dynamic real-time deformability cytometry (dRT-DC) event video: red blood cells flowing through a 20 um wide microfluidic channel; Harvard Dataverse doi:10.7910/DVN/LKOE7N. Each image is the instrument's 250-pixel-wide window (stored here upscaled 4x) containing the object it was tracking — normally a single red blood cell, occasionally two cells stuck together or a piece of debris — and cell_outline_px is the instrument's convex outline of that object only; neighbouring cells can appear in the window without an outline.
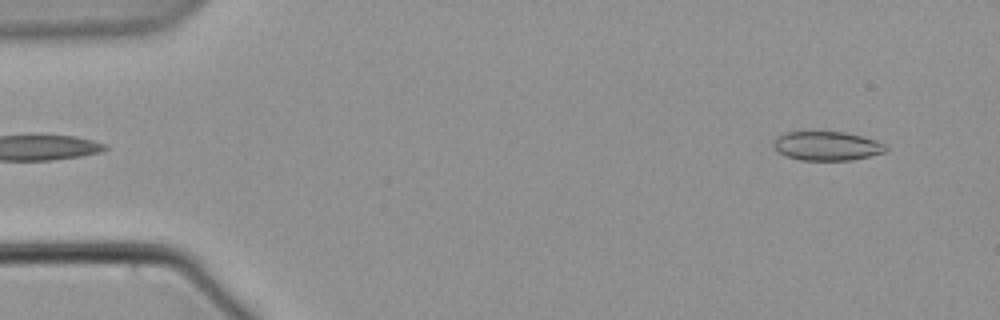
{"species": "common noctule bat (a hibernating species)", "species_latin": "Nyctalus noctula", "temperature_condition": "warm", "stored_images_in_passage": 6, "segment_of_instrument_passage": [2, 2], "camera_frame_rate_fps": 3000, "um_per_image_px": 0.085, "animal": {"sex": "male", "body_mass_g": 21.5, "forearm_length_mm": 52.0}, "frame": {"image": 1, "passage_image": 6, "time_ms": 6.667, "image_size_px": [1000, 320], "cell_outline_px": [[888, 148], [884, 152], [852, 160], [800, 160], [788, 156], [780, 152], [772, 144], [772, 140], [776, 136], [784, 132], [844, 132], [876, 140], [884, 144]], "centroid_in_image_um": [70.26, 12.4], "position_along_channel_um": 14.7, "area_um2": 18.84}}